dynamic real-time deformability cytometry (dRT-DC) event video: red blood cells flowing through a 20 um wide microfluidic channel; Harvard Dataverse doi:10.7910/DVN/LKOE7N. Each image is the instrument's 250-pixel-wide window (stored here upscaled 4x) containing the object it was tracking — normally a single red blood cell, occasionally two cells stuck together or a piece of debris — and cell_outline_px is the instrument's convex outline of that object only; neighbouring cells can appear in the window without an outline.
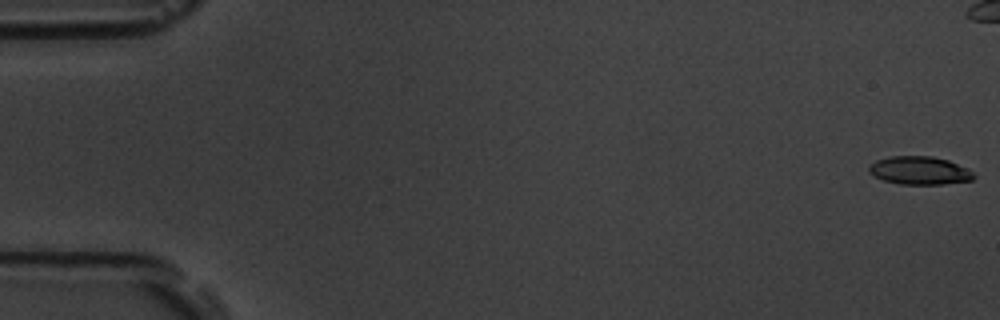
{"species": "common noctule bat (a hibernating species)", "species_latin": "Nyctalus noctula", "temperature_condition": "room temperature", "stored_images_in_passage": 46, "camera_frame_rate_fps": 3000, "um_per_image_px": 0.085, "animal": {"sex": "male", "body_mass_g": 19.5, "forearm_length_mm": 54.6}, "frame": {"image": 1, "passage_image": 1, "time_ms": 0.0, "image_size_px": [1000, 320], "cell_outline_px": [[976, 176], [972, 180], [944, 184], [900, 184], [884, 180], [868, 172], [868, 164], [876, 160], [888, 156], [932, 156], [948, 160], [972, 172]], "centroid_in_image_um": [78.11, 14.49], "position_along_channel_um": 6.9, "area_um2": 17.11}}
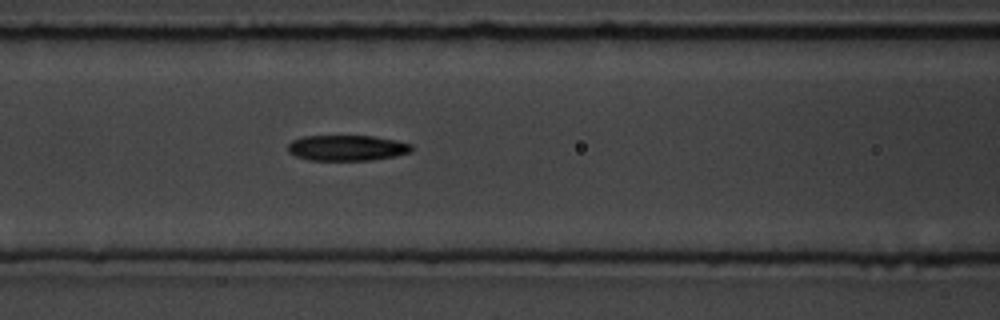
{"frame": {"image": 2, "passage_image": 24, "time_ms": 7.667, "image_size_px": [1000, 320], "cell_outline_px": [[412, 152], [396, 156], [372, 160], [308, 160], [296, 156], [288, 152], [288, 144], [292, 140], [304, 136], [372, 136], [396, 140], [412, 144]], "centroid_in_image_um": [29.5, 12.57], "position_along_channel_um": 137.1, "area_um2": 18.55}}
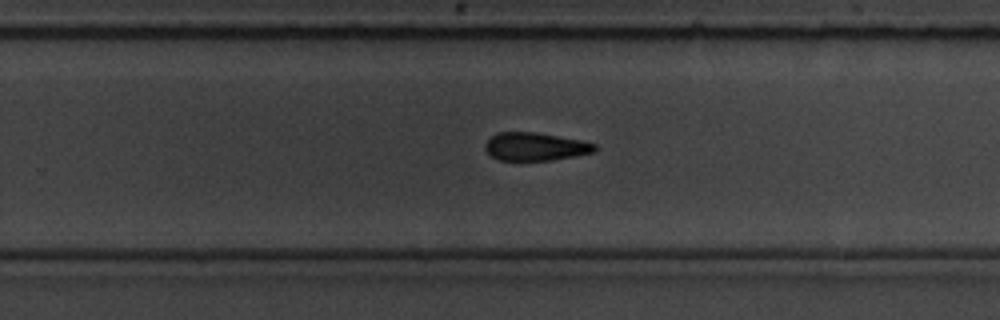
{"frame": {"image": 3, "passage_image": 36, "time_ms": 11.667, "image_size_px": [1000, 320], "cell_outline_px": [[596, 152], [576, 156], [552, 160], [496, 160], [484, 148], [484, 144], [496, 132], [536, 132], [580, 140], [596, 144]], "centroid_in_image_um": [45.5, 12.46], "position_along_channel_um": 284.3, "area_um2": 17.98}}